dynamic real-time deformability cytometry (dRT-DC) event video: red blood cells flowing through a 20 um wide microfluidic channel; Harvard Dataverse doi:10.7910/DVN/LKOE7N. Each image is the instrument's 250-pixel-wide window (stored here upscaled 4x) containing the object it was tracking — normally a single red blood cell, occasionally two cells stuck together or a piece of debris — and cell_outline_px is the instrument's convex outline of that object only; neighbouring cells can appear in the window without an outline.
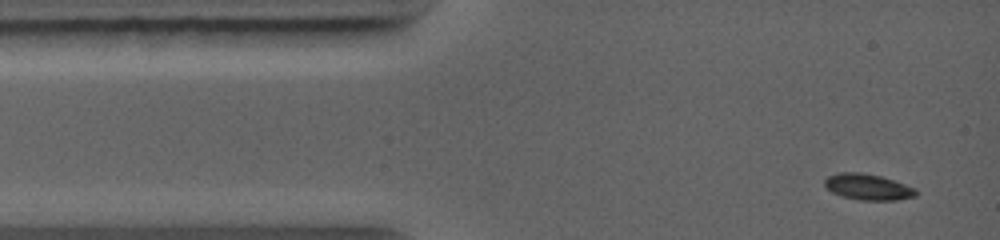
{"species": "common noctule bat (a hibernating species)", "species_latin": "Nyctalus noctula", "temperature_condition": "warm", "stored_images_in_passage": 3, "camera_frame_rate_fps": 5000, "um_per_image_px": 0.085, "animal": {"sex": "female", "body_mass_g": 19.0, "forearm_length_mm": 56.7}, "frame": {"image": 1, "passage_image": 1, "time_ms": 0.0, "image_size_px": [1000, 240], "cell_outline_px": [[916, 196], [896, 200], [860, 200], [844, 196], [832, 192], [824, 188], [824, 180], [828, 176], [840, 172], [860, 172], [880, 176], [916, 188]], "centroid_in_image_um": [73.74, 15.89], "position_along_channel_um": 11.3, "area_um2": 13.76}}